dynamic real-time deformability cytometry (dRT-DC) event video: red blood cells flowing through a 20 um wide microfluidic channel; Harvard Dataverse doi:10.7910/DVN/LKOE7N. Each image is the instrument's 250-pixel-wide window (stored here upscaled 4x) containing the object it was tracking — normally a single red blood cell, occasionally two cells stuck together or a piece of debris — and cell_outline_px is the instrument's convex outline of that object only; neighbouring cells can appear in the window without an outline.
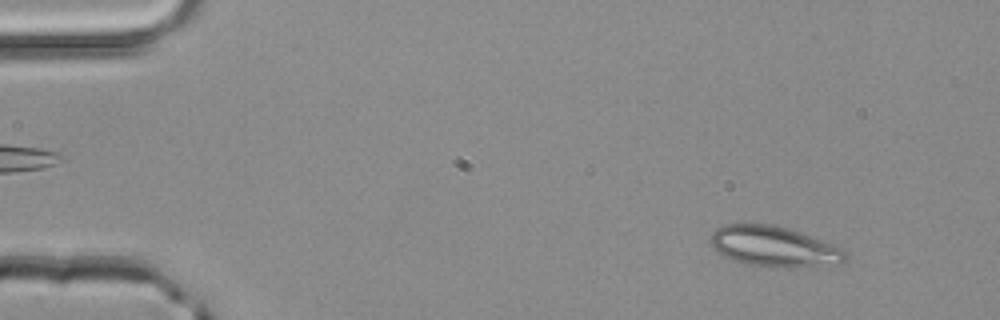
{"species": "common noctule bat (a hibernating species)", "species_latin": "Nyctalus noctula", "temperature_condition": "room temperature", "stored_images_in_passage": 4, "camera_frame_rate_fps": 3000, "um_per_image_px": 0.085, "animal": {"sex": "male", "body_mass_g": 20.4}, "frame": {"image": 1, "passage_image": 2, "time_ms": 0.333, "image_size_px": [1000, 320], "cell_outline_px": [[848, 256], [840, 264], [816, 268], [772, 268], [748, 264], [724, 256], [712, 248], [708, 240], [712, 232], [716, 228], [724, 224], [776, 224], [800, 232], [844, 248], [848, 252]], "centroid_in_image_um": [65.84, 20.98], "position_along_channel_um": 19.2, "area_um2": 32.71}}